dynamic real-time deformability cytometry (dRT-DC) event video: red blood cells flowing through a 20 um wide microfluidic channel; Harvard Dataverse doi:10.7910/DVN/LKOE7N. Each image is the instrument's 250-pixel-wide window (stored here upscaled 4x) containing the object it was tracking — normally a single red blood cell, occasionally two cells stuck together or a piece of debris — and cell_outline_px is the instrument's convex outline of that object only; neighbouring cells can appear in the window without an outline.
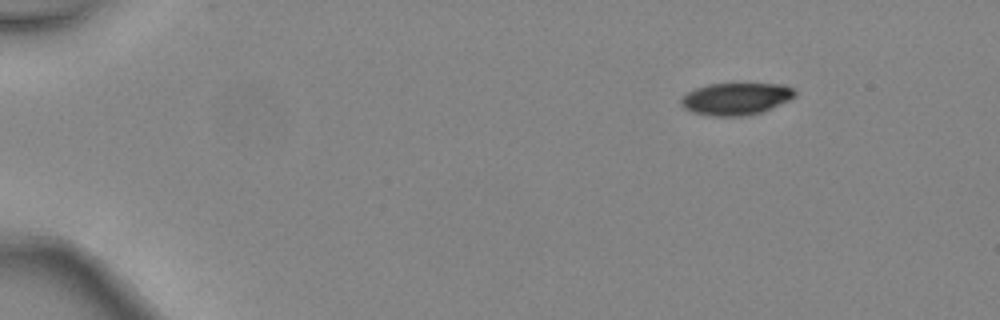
{"species": "common noctule bat (a hibernating species)", "species_latin": "Nyctalus noctula", "temperature_condition": "warm", "stored_images_in_passage": 4, "segment_of_instrument_passage": [1, 2], "camera_frame_rate_fps": 3000, "um_per_image_px": 0.085, "animal": {"sex": "female", "body_mass_g": 24.6, "forearm_length_mm": 56.2}, "frame": {"image": 1, "passage_image": 1, "time_ms": 0.0, "image_size_px": [1000, 320], "cell_outline_px": [[796, 96], [764, 112], [748, 116], [712, 116], [692, 112], [684, 108], [680, 104], [680, 100], [688, 92], [696, 88], [708, 84], [784, 84], [792, 88], [796, 92]], "centroid_in_image_um": [62.57, 8.41], "position_along_channel_um": 22.4, "area_um2": 21.39}}